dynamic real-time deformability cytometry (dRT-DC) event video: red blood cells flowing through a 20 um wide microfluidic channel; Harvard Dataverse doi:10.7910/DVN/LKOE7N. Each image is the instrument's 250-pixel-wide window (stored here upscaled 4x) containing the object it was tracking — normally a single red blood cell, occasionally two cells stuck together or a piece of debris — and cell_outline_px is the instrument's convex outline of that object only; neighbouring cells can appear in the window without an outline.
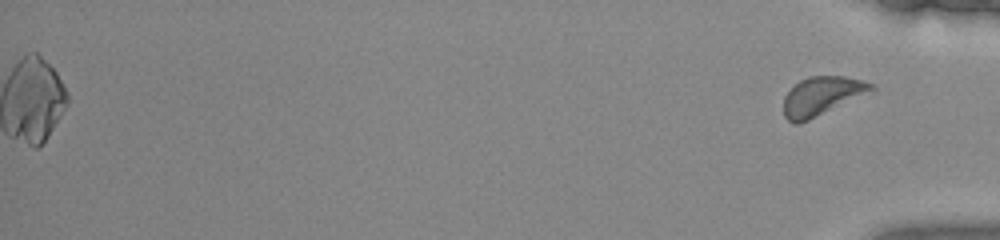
{"species": "common noctule bat (a hibernating species)", "species_latin": "Nyctalus noctula", "temperature_condition": "warm", "stored_images_in_passage": 44, "segment_of_instrument_passage": [2, 2], "camera_frame_rate_fps": 3000, "um_per_image_px": 0.085, "animal": {"sex": "female", "body_mass_g": 22.0, "forearm_length_mm": 56.7}, "frame": {"image": 1, "passage_image": 44, "time_ms": 14.333, "image_size_px": [1000, 240], "cell_outline_px": [[876, 92], [800, 124], [792, 124], [784, 116], [784, 96], [800, 80], [808, 76], [844, 76], [864, 80], [872, 84], [876, 88]], "centroid_in_image_um": [69.94, 8.18], "position_along_channel_um": 365.3, "area_um2": 20.46}}